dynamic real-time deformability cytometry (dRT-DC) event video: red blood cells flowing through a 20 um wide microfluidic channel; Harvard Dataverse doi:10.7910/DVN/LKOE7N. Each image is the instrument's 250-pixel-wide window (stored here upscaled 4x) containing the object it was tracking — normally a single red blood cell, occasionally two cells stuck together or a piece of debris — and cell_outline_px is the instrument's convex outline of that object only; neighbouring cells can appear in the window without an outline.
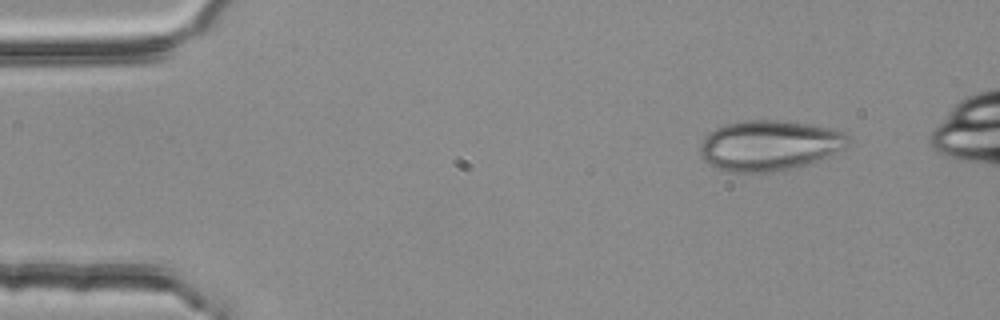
{"species": "common noctule bat (a hibernating species)", "species_latin": "Nyctalus noctula", "temperature_condition": "room temperature", "stored_images_in_passage": 3, "camera_frame_rate_fps": 3000, "um_per_image_px": 0.085, "animal": {"sex": "female", "body_mass_g": 25.1}, "frame": {"image": 1, "passage_image": 1, "time_ms": 0.0, "image_size_px": [1000, 320], "cell_outline_px": [[852, 140], [844, 148], [824, 156], [788, 168], [768, 172], [728, 172], [716, 168], [708, 164], [704, 160], [700, 152], [700, 144], [704, 136], [708, 132], [716, 128], [728, 124], [748, 120], [776, 120], [832, 128], [844, 132]], "centroid_in_image_um": [65.32, 12.35], "position_along_channel_um": 19.7, "area_um2": 42.66}}